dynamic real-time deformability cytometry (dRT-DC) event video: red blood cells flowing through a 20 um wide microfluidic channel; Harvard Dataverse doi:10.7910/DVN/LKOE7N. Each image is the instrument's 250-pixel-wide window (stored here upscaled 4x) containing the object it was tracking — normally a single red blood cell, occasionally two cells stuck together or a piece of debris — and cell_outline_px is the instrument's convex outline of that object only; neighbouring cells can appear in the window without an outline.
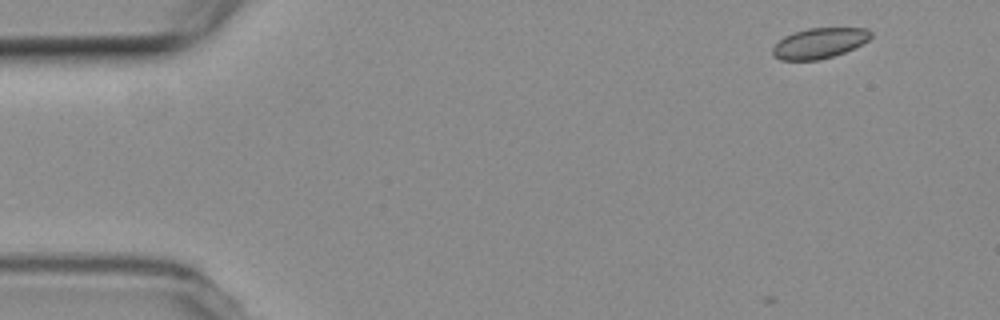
{"species": "common noctule bat (a hibernating species)", "species_latin": "Nyctalus noctula", "temperature_condition": "room temperature", "stored_images_in_passage": 4, "camera_frame_rate_fps": 3000, "um_per_image_px": 0.085, "animal": {"sex": "female", "body_mass_g": 19.3, "forearm_length_mm": 54.1}, "frame": {"image": 1, "passage_image": 2, "time_ms": 0.333, "image_size_px": [1000, 320], "cell_outline_px": [[872, 36], [868, 40], [844, 52], [832, 56], [816, 60], [780, 60], [772, 52], [772, 48], [784, 36], [792, 32], [808, 28], [864, 28], [872, 32]], "centroid_in_image_um": [69.63, 3.65], "position_along_channel_um": 15.4, "area_um2": 17.17}}